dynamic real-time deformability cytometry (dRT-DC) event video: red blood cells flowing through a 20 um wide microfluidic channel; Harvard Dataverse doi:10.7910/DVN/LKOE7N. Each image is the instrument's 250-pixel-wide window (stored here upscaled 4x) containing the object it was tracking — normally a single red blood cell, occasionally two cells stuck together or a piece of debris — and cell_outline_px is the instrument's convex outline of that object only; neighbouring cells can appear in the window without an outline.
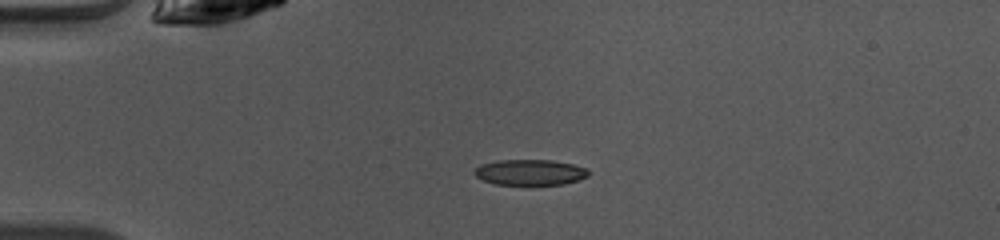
{"species": "common noctule bat (a hibernating species)", "species_latin": "Nyctalus noctula", "temperature_condition": "warm", "stored_images_in_passage": 38, "camera_frame_rate_fps": 3000, "um_per_image_px": 0.085, "animal": {"sex": "female", "body_mass_g": 10.0, "forearm_length_mm": 53.1}, "frame": {"image": 1, "passage_image": 1, "time_ms": 0.0, "image_size_px": [1000, 240], "cell_outline_px": [[588, 176], [564, 184], [496, 184], [484, 180], [476, 176], [472, 172], [480, 164], [500, 160], [552, 160], [572, 164], [588, 168]], "centroid_in_image_um": [45.04, 14.63], "position_along_channel_um": 40.0, "area_um2": 16.88}}
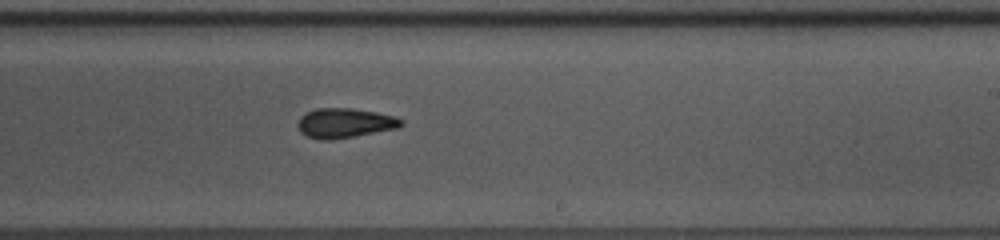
{"frame": {"image": 2, "passage_image": 19, "time_ms": 6.0, "image_size_px": [1000, 240], "cell_outline_px": [[404, 124], [400, 128], [332, 140], [320, 140], [308, 136], [300, 132], [296, 124], [300, 116], [304, 112], [316, 108], [352, 108], [376, 112], [396, 116], [404, 120]], "centroid_in_image_um": [29.31, 10.45], "position_along_channel_um": 259.7, "area_um2": 18.26}}
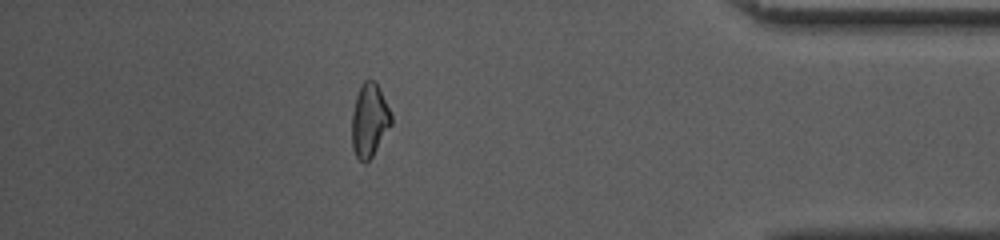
{"frame": {"image": 3, "passage_image": 32, "time_ms": 10.333, "image_size_px": [1000, 240], "cell_outline_px": [[392, 124], [372, 156], [364, 164], [356, 156], [352, 148], [352, 112], [356, 96], [360, 84], [368, 76], [376, 80], [380, 88], [392, 116]], "centroid_in_image_um": [31.39, 10.16], "position_along_channel_um": 403.8, "area_um2": 17.11}, "authors_computed_cell_mechanics": {"area_um2": 17.5423, "velocity_mm_per_s": 4.1143, "shape_relaxation_time_tau1_ms": 6.9494, "shape_relaxation_time_tau2_ms": 2.6925, "deformation_change_tau1": 0.1954, "deformation_change_tau2": 0.1045}}